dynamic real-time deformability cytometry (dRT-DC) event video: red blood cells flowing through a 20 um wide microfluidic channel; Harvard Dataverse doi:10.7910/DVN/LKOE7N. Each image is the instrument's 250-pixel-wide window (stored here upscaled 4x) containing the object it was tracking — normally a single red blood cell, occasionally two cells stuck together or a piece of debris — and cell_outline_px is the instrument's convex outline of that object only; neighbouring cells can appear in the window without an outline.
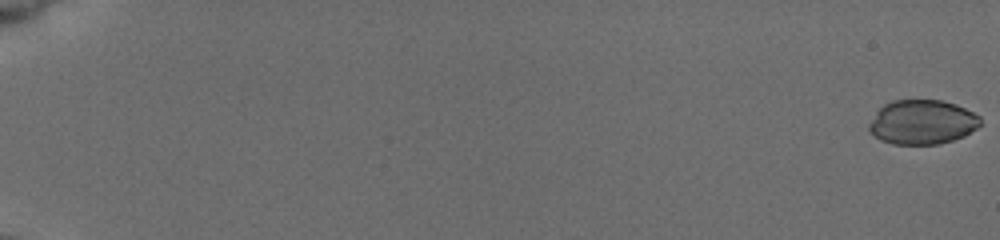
{"species": "common noctule bat (a hibernating species)", "species_latin": "Nyctalus noctula", "temperature_condition": "cold", "stored_images_in_passage": 56, "camera_frame_rate_fps": 3000, "um_per_image_px": 0.085, "animal": {"sex": "female", "body_mass_g": 19.5, "forearm_length_mm": 54.1}, "frame": {"image": 1, "passage_image": 1, "time_ms": 0.0, "image_size_px": [1000, 240], "cell_outline_px": [[980, 124], [976, 128], [964, 136], [940, 144], [892, 144], [880, 140], [868, 128], [868, 124], [876, 112], [884, 104], [892, 100], [940, 100], [956, 104], [980, 116]], "centroid_in_image_um": [78.38, 10.38], "position_along_channel_um": 6.6, "area_um2": 28.73}}
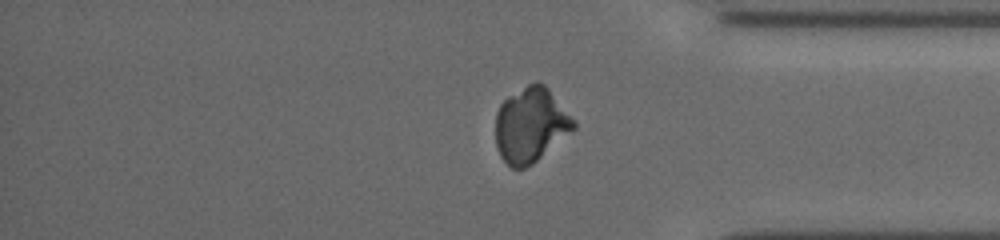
{"frame": {"image": 2, "passage_image": 48, "time_ms": 15.667, "image_size_px": [1000, 240], "cell_outline_px": [[576, 128], [532, 164], [524, 168], [512, 168], [500, 156], [496, 144], [496, 112], [500, 104], [508, 96], [528, 84], [536, 80], [544, 84], [548, 88], [576, 120]], "centroid_in_image_um": [45.12, 10.6], "position_along_channel_um": 390.1, "area_um2": 34.04}}
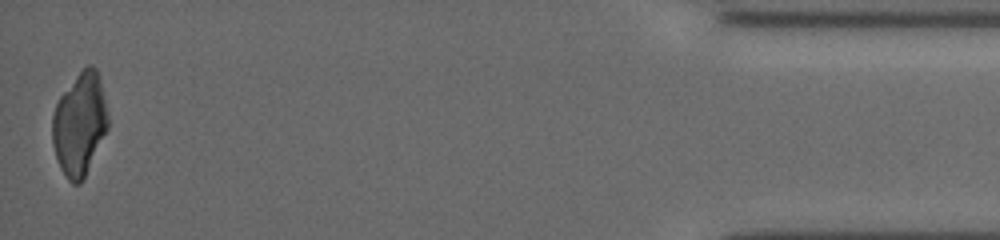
{"frame": {"image": 3, "passage_image": 56, "time_ms": 18.333, "image_size_px": [1000, 240], "cell_outline_px": [[108, 128], [84, 180], [80, 184], [72, 184], [68, 180], [60, 168], [52, 144], [52, 116], [56, 104], [60, 96], [76, 76], [88, 64], [92, 64], [96, 68], [100, 80], [108, 112]], "centroid_in_image_um": [6.77, 10.58], "position_along_channel_um": 428.4, "area_um2": 33.41}}